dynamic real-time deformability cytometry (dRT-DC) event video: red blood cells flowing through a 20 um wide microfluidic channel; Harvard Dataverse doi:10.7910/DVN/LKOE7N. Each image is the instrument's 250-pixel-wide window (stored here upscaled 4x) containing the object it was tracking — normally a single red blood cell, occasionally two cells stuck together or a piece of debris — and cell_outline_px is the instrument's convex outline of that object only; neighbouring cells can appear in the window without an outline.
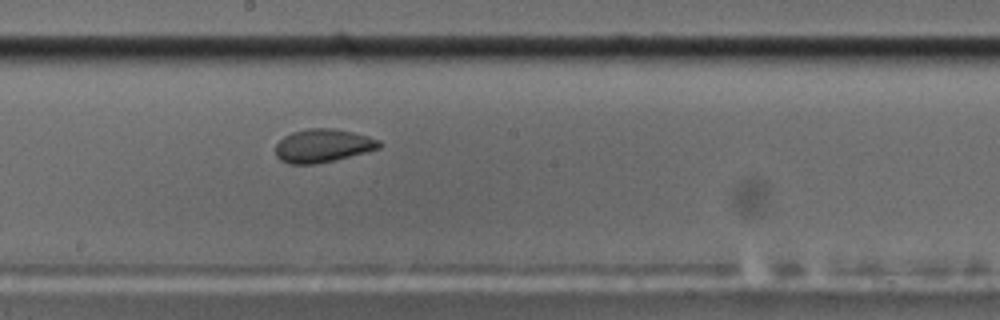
{"species": "common noctule bat (a hibernating species)", "species_latin": "Nyctalus noctula", "temperature_condition": "cold", "stored_images_in_passage": 46, "camera_frame_rate_fps": 3000, "um_per_image_px": 0.085, "animal": {"sex": "male", "body_mass_g": 17.5, "forearm_length_mm": 52.3}, "frame": {"image": 1, "passage_image": 27, "time_ms": 8.667, "image_size_px": [1000, 320], "cell_outline_px": [[380, 148], [368, 152], [336, 160], [316, 164], [288, 164], [280, 160], [276, 156], [276, 144], [284, 136], [292, 132], [308, 128], [336, 128], [368, 136], [380, 140]], "centroid_in_image_um": [27.44, 12.39], "position_along_channel_um": 220.8, "area_um2": 20.35}}